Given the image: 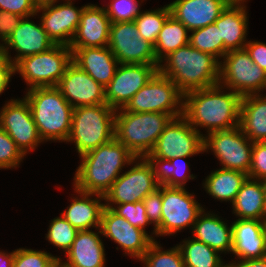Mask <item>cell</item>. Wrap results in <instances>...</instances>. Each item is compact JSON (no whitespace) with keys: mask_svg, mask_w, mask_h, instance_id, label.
I'll return each instance as SVG.
<instances>
[{"mask_svg":"<svg viewBox=\"0 0 266 267\" xmlns=\"http://www.w3.org/2000/svg\"><path fill=\"white\" fill-rule=\"evenodd\" d=\"M223 89L217 84L183 94L182 116L196 131L201 127L209 134L239 126L242 96Z\"/></svg>","mask_w":266,"mask_h":267,"instance_id":"obj_1","label":"cell"},{"mask_svg":"<svg viewBox=\"0 0 266 267\" xmlns=\"http://www.w3.org/2000/svg\"><path fill=\"white\" fill-rule=\"evenodd\" d=\"M76 169L73 187L85 193L104 195L120 176L122 168L136 158L122 143L113 138L82 155Z\"/></svg>","mask_w":266,"mask_h":267,"instance_id":"obj_2","label":"cell"},{"mask_svg":"<svg viewBox=\"0 0 266 267\" xmlns=\"http://www.w3.org/2000/svg\"><path fill=\"white\" fill-rule=\"evenodd\" d=\"M163 61L166 63H160L158 71L170 78L183 94L219 84L220 61L190 44L170 53Z\"/></svg>","mask_w":266,"mask_h":267,"instance_id":"obj_3","label":"cell"},{"mask_svg":"<svg viewBox=\"0 0 266 267\" xmlns=\"http://www.w3.org/2000/svg\"><path fill=\"white\" fill-rule=\"evenodd\" d=\"M41 139L63 141L71 131L73 107L57 87L28 89L25 97Z\"/></svg>","mask_w":266,"mask_h":267,"instance_id":"obj_4","label":"cell"},{"mask_svg":"<svg viewBox=\"0 0 266 267\" xmlns=\"http://www.w3.org/2000/svg\"><path fill=\"white\" fill-rule=\"evenodd\" d=\"M172 119L170 114L165 113H136L123 108L116 109L115 139L136 158L147 157Z\"/></svg>","mask_w":266,"mask_h":267,"instance_id":"obj_5","label":"cell"},{"mask_svg":"<svg viewBox=\"0 0 266 267\" xmlns=\"http://www.w3.org/2000/svg\"><path fill=\"white\" fill-rule=\"evenodd\" d=\"M116 110L108 104L73 109L67 142H74L79 156L115 138Z\"/></svg>","mask_w":266,"mask_h":267,"instance_id":"obj_6","label":"cell"},{"mask_svg":"<svg viewBox=\"0 0 266 267\" xmlns=\"http://www.w3.org/2000/svg\"><path fill=\"white\" fill-rule=\"evenodd\" d=\"M134 163L135 165L127 172L122 173L104 194V200L107 202L105 207H112V204L142 201L148 194L159 188L161 184L160 168L147 157L135 158Z\"/></svg>","mask_w":266,"mask_h":267,"instance_id":"obj_7","label":"cell"},{"mask_svg":"<svg viewBox=\"0 0 266 267\" xmlns=\"http://www.w3.org/2000/svg\"><path fill=\"white\" fill-rule=\"evenodd\" d=\"M72 63L69 46L54 45L48 51L20 59L14 65L29 89L35 87H57L67 67Z\"/></svg>","mask_w":266,"mask_h":267,"instance_id":"obj_8","label":"cell"},{"mask_svg":"<svg viewBox=\"0 0 266 267\" xmlns=\"http://www.w3.org/2000/svg\"><path fill=\"white\" fill-rule=\"evenodd\" d=\"M123 109L136 113H165L176 118L183 114V93L170 78L157 71Z\"/></svg>","mask_w":266,"mask_h":267,"instance_id":"obj_9","label":"cell"},{"mask_svg":"<svg viewBox=\"0 0 266 267\" xmlns=\"http://www.w3.org/2000/svg\"><path fill=\"white\" fill-rule=\"evenodd\" d=\"M204 152V135L179 116L173 118L158 137L147 158L157 167L175 156L191 157Z\"/></svg>","mask_w":266,"mask_h":267,"instance_id":"obj_10","label":"cell"},{"mask_svg":"<svg viewBox=\"0 0 266 267\" xmlns=\"http://www.w3.org/2000/svg\"><path fill=\"white\" fill-rule=\"evenodd\" d=\"M223 59L219 66V84L224 89L241 96L263 92L266 72L253 62L245 48L228 51Z\"/></svg>","mask_w":266,"mask_h":267,"instance_id":"obj_11","label":"cell"},{"mask_svg":"<svg viewBox=\"0 0 266 267\" xmlns=\"http://www.w3.org/2000/svg\"><path fill=\"white\" fill-rule=\"evenodd\" d=\"M250 142V143H249ZM253 142L240 126L204 135V152L211 149L222 168L249 174Z\"/></svg>","mask_w":266,"mask_h":267,"instance_id":"obj_12","label":"cell"},{"mask_svg":"<svg viewBox=\"0 0 266 267\" xmlns=\"http://www.w3.org/2000/svg\"><path fill=\"white\" fill-rule=\"evenodd\" d=\"M203 207L185 187H169L162 184L161 225L156 229L157 236L172 235L183 228L192 227Z\"/></svg>","mask_w":266,"mask_h":267,"instance_id":"obj_13","label":"cell"},{"mask_svg":"<svg viewBox=\"0 0 266 267\" xmlns=\"http://www.w3.org/2000/svg\"><path fill=\"white\" fill-rule=\"evenodd\" d=\"M108 47L119 64H160L154 46L141 38L134 21L111 23Z\"/></svg>","mask_w":266,"mask_h":267,"instance_id":"obj_14","label":"cell"},{"mask_svg":"<svg viewBox=\"0 0 266 267\" xmlns=\"http://www.w3.org/2000/svg\"><path fill=\"white\" fill-rule=\"evenodd\" d=\"M0 128L5 130L26 156L43 142L32 117L29 103L23 99H11L0 110Z\"/></svg>","mask_w":266,"mask_h":267,"instance_id":"obj_15","label":"cell"},{"mask_svg":"<svg viewBox=\"0 0 266 267\" xmlns=\"http://www.w3.org/2000/svg\"><path fill=\"white\" fill-rule=\"evenodd\" d=\"M120 65V66H119ZM114 77L105 87L106 104L116 109L128 101L153 77L159 65L119 64Z\"/></svg>","mask_w":266,"mask_h":267,"instance_id":"obj_16","label":"cell"},{"mask_svg":"<svg viewBox=\"0 0 266 267\" xmlns=\"http://www.w3.org/2000/svg\"><path fill=\"white\" fill-rule=\"evenodd\" d=\"M100 229L102 235L121 246L126 255L138 260L142 259L155 240L153 236L133 226L109 207L103 208Z\"/></svg>","mask_w":266,"mask_h":267,"instance_id":"obj_17","label":"cell"},{"mask_svg":"<svg viewBox=\"0 0 266 267\" xmlns=\"http://www.w3.org/2000/svg\"><path fill=\"white\" fill-rule=\"evenodd\" d=\"M85 6L79 9L72 0H66L63 4L53 3L37 8V13L42 11V26L55 45L70 46Z\"/></svg>","mask_w":266,"mask_h":267,"instance_id":"obj_18","label":"cell"},{"mask_svg":"<svg viewBox=\"0 0 266 267\" xmlns=\"http://www.w3.org/2000/svg\"><path fill=\"white\" fill-rule=\"evenodd\" d=\"M57 88L73 108L106 104L105 87L73 62L67 67Z\"/></svg>","mask_w":266,"mask_h":267,"instance_id":"obj_19","label":"cell"},{"mask_svg":"<svg viewBox=\"0 0 266 267\" xmlns=\"http://www.w3.org/2000/svg\"><path fill=\"white\" fill-rule=\"evenodd\" d=\"M28 18H22L5 45L1 46V53L8 57L14 65L20 59L46 52L55 45L44 30L42 23L37 25ZM10 48L17 52L13 59L9 55Z\"/></svg>","mask_w":266,"mask_h":267,"instance_id":"obj_20","label":"cell"},{"mask_svg":"<svg viewBox=\"0 0 266 267\" xmlns=\"http://www.w3.org/2000/svg\"><path fill=\"white\" fill-rule=\"evenodd\" d=\"M231 253L239 260L266 257V226L262 220L236 219L232 223Z\"/></svg>","mask_w":266,"mask_h":267,"instance_id":"obj_21","label":"cell"},{"mask_svg":"<svg viewBox=\"0 0 266 267\" xmlns=\"http://www.w3.org/2000/svg\"><path fill=\"white\" fill-rule=\"evenodd\" d=\"M227 5L225 0H175L168 4L170 15L189 31L213 24Z\"/></svg>","mask_w":266,"mask_h":267,"instance_id":"obj_22","label":"cell"},{"mask_svg":"<svg viewBox=\"0 0 266 267\" xmlns=\"http://www.w3.org/2000/svg\"><path fill=\"white\" fill-rule=\"evenodd\" d=\"M111 21L105 7L87 4L69 47H107Z\"/></svg>","mask_w":266,"mask_h":267,"instance_id":"obj_23","label":"cell"},{"mask_svg":"<svg viewBox=\"0 0 266 267\" xmlns=\"http://www.w3.org/2000/svg\"><path fill=\"white\" fill-rule=\"evenodd\" d=\"M72 62L106 87L119 65L111 49L107 47H70Z\"/></svg>","mask_w":266,"mask_h":267,"instance_id":"obj_24","label":"cell"},{"mask_svg":"<svg viewBox=\"0 0 266 267\" xmlns=\"http://www.w3.org/2000/svg\"><path fill=\"white\" fill-rule=\"evenodd\" d=\"M98 233L102 235L100 228L97 233L92 230L78 231L72 246L65 253L66 262L61 257L59 260L68 267H105L104 244Z\"/></svg>","mask_w":266,"mask_h":267,"instance_id":"obj_25","label":"cell"},{"mask_svg":"<svg viewBox=\"0 0 266 267\" xmlns=\"http://www.w3.org/2000/svg\"><path fill=\"white\" fill-rule=\"evenodd\" d=\"M247 13L244 4H228L214 22L224 42V55L228 51L245 48L248 29Z\"/></svg>","mask_w":266,"mask_h":267,"instance_id":"obj_26","label":"cell"},{"mask_svg":"<svg viewBox=\"0 0 266 267\" xmlns=\"http://www.w3.org/2000/svg\"><path fill=\"white\" fill-rule=\"evenodd\" d=\"M74 191L80 194V197H73L71 204L61 215L78 231L90 230L91 227L97 230L101 226V215L105 207V203H101L104 195L85 193L76 189ZM93 196L96 198H92Z\"/></svg>","mask_w":266,"mask_h":267,"instance_id":"obj_27","label":"cell"},{"mask_svg":"<svg viewBox=\"0 0 266 267\" xmlns=\"http://www.w3.org/2000/svg\"><path fill=\"white\" fill-rule=\"evenodd\" d=\"M192 231V238L205 243L215 251L231 253L232 225L228 227L227 223L214 213H205L204 209L192 226Z\"/></svg>","mask_w":266,"mask_h":267,"instance_id":"obj_28","label":"cell"},{"mask_svg":"<svg viewBox=\"0 0 266 267\" xmlns=\"http://www.w3.org/2000/svg\"><path fill=\"white\" fill-rule=\"evenodd\" d=\"M239 126L250 141L266 140V98L263 95L242 96Z\"/></svg>","mask_w":266,"mask_h":267,"instance_id":"obj_29","label":"cell"},{"mask_svg":"<svg viewBox=\"0 0 266 267\" xmlns=\"http://www.w3.org/2000/svg\"><path fill=\"white\" fill-rule=\"evenodd\" d=\"M266 196V181L247 178L237 193L233 213L238 219L262 220Z\"/></svg>","mask_w":266,"mask_h":267,"instance_id":"obj_30","label":"cell"},{"mask_svg":"<svg viewBox=\"0 0 266 267\" xmlns=\"http://www.w3.org/2000/svg\"><path fill=\"white\" fill-rule=\"evenodd\" d=\"M247 178L248 175L244 172L220 168L206 177L203 186L214 199L233 203Z\"/></svg>","mask_w":266,"mask_h":267,"instance_id":"obj_31","label":"cell"},{"mask_svg":"<svg viewBox=\"0 0 266 267\" xmlns=\"http://www.w3.org/2000/svg\"><path fill=\"white\" fill-rule=\"evenodd\" d=\"M189 30L172 15H169L158 33L154 45L155 56L159 63L178 48L189 44Z\"/></svg>","mask_w":266,"mask_h":267,"instance_id":"obj_32","label":"cell"},{"mask_svg":"<svg viewBox=\"0 0 266 267\" xmlns=\"http://www.w3.org/2000/svg\"><path fill=\"white\" fill-rule=\"evenodd\" d=\"M185 267H227L219 252L196 239H186L177 245Z\"/></svg>","mask_w":266,"mask_h":267,"instance_id":"obj_33","label":"cell"},{"mask_svg":"<svg viewBox=\"0 0 266 267\" xmlns=\"http://www.w3.org/2000/svg\"><path fill=\"white\" fill-rule=\"evenodd\" d=\"M189 32H192L189 44L193 48L212 54L218 60L224 57V42L215 23Z\"/></svg>","mask_w":266,"mask_h":267,"instance_id":"obj_34","label":"cell"},{"mask_svg":"<svg viewBox=\"0 0 266 267\" xmlns=\"http://www.w3.org/2000/svg\"><path fill=\"white\" fill-rule=\"evenodd\" d=\"M169 15L170 9L168 4L156 10L140 11L139 15L134 19V23L141 38L154 46L158 33Z\"/></svg>","mask_w":266,"mask_h":267,"instance_id":"obj_35","label":"cell"},{"mask_svg":"<svg viewBox=\"0 0 266 267\" xmlns=\"http://www.w3.org/2000/svg\"><path fill=\"white\" fill-rule=\"evenodd\" d=\"M140 261L144 263L145 267H185L177 245L163 251V248L155 240L150 244Z\"/></svg>","mask_w":266,"mask_h":267,"instance_id":"obj_36","label":"cell"},{"mask_svg":"<svg viewBox=\"0 0 266 267\" xmlns=\"http://www.w3.org/2000/svg\"><path fill=\"white\" fill-rule=\"evenodd\" d=\"M77 233L78 230L60 214V217L51 220L46 238L66 253L72 246Z\"/></svg>","mask_w":266,"mask_h":267,"instance_id":"obj_37","label":"cell"},{"mask_svg":"<svg viewBox=\"0 0 266 267\" xmlns=\"http://www.w3.org/2000/svg\"><path fill=\"white\" fill-rule=\"evenodd\" d=\"M184 158L187 156H175L168 161H166L160 167V174H161V183L163 185L169 187H183L188 179H194L195 176L190 174L186 176L184 174V170L186 167L188 168V163L183 161ZM183 161V162H182ZM185 167V168H184Z\"/></svg>","mask_w":266,"mask_h":267,"instance_id":"obj_38","label":"cell"},{"mask_svg":"<svg viewBox=\"0 0 266 267\" xmlns=\"http://www.w3.org/2000/svg\"><path fill=\"white\" fill-rule=\"evenodd\" d=\"M59 259L45 251L19 248L15 250L12 267H53Z\"/></svg>","mask_w":266,"mask_h":267,"instance_id":"obj_39","label":"cell"},{"mask_svg":"<svg viewBox=\"0 0 266 267\" xmlns=\"http://www.w3.org/2000/svg\"><path fill=\"white\" fill-rule=\"evenodd\" d=\"M138 0H110L105 10L111 23L134 21L141 11Z\"/></svg>","mask_w":266,"mask_h":267,"instance_id":"obj_40","label":"cell"},{"mask_svg":"<svg viewBox=\"0 0 266 267\" xmlns=\"http://www.w3.org/2000/svg\"><path fill=\"white\" fill-rule=\"evenodd\" d=\"M24 156L6 131L0 128V169L17 168Z\"/></svg>","mask_w":266,"mask_h":267,"instance_id":"obj_41","label":"cell"},{"mask_svg":"<svg viewBox=\"0 0 266 267\" xmlns=\"http://www.w3.org/2000/svg\"><path fill=\"white\" fill-rule=\"evenodd\" d=\"M116 214L125 218L129 221L133 226L143 230H145V226L151 224L147 218L146 210L143 204V201H137L135 203H123L118 204L116 206L109 207Z\"/></svg>","mask_w":266,"mask_h":267,"instance_id":"obj_42","label":"cell"},{"mask_svg":"<svg viewBox=\"0 0 266 267\" xmlns=\"http://www.w3.org/2000/svg\"><path fill=\"white\" fill-rule=\"evenodd\" d=\"M142 201L146 210L147 218L149 222L154 225L152 234L157 236L156 229L161 225L162 183L155 192L148 194Z\"/></svg>","mask_w":266,"mask_h":267,"instance_id":"obj_43","label":"cell"},{"mask_svg":"<svg viewBox=\"0 0 266 267\" xmlns=\"http://www.w3.org/2000/svg\"><path fill=\"white\" fill-rule=\"evenodd\" d=\"M249 178L266 181V144L253 142Z\"/></svg>","mask_w":266,"mask_h":267,"instance_id":"obj_44","label":"cell"},{"mask_svg":"<svg viewBox=\"0 0 266 267\" xmlns=\"http://www.w3.org/2000/svg\"><path fill=\"white\" fill-rule=\"evenodd\" d=\"M0 10L8 11L22 17H34L37 14V8L32 0H0Z\"/></svg>","mask_w":266,"mask_h":267,"instance_id":"obj_45","label":"cell"},{"mask_svg":"<svg viewBox=\"0 0 266 267\" xmlns=\"http://www.w3.org/2000/svg\"><path fill=\"white\" fill-rule=\"evenodd\" d=\"M22 16L0 10V40L4 42L11 37L13 30L20 24Z\"/></svg>","mask_w":266,"mask_h":267,"instance_id":"obj_46","label":"cell"},{"mask_svg":"<svg viewBox=\"0 0 266 267\" xmlns=\"http://www.w3.org/2000/svg\"><path fill=\"white\" fill-rule=\"evenodd\" d=\"M253 62L266 72V44L258 41H247L245 45Z\"/></svg>","mask_w":266,"mask_h":267,"instance_id":"obj_47","label":"cell"},{"mask_svg":"<svg viewBox=\"0 0 266 267\" xmlns=\"http://www.w3.org/2000/svg\"><path fill=\"white\" fill-rule=\"evenodd\" d=\"M12 74H15L14 63L4 54H0V94L6 90Z\"/></svg>","mask_w":266,"mask_h":267,"instance_id":"obj_48","label":"cell"},{"mask_svg":"<svg viewBox=\"0 0 266 267\" xmlns=\"http://www.w3.org/2000/svg\"><path fill=\"white\" fill-rule=\"evenodd\" d=\"M227 267H266V257L249 260H236L228 263Z\"/></svg>","mask_w":266,"mask_h":267,"instance_id":"obj_49","label":"cell"},{"mask_svg":"<svg viewBox=\"0 0 266 267\" xmlns=\"http://www.w3.org/2000/svg\"><path fill=\"white\" fill-rule=\"evenodd\" d=\"M14 256H15V251L11 253L0 251V267H12Z\"/></svg>","mask_w":266,"mask_h":267,"instance_id":"obj_50","label":"cell"},{"mask_svg":"<svg viewBox=\"0 0 266 267\" xmlns=\"http://www.w3.org/2000/svg\"><path fill=\"white\" fill-rule=\"evenodd\" d=\"M32 2L36 6V8H39L45 5L57 3L58 1L57 0H32Z\"/></svg>","mask_w":266,"mask_h":267,"instance_id":"obj_51","label":"cell"},{"mask_svg":"<svg viewBox=\"0 0 266 267\" xmlns=\"http://www.w3.org/2000/svg\"><path fill=\"white\" fill-rule=\"evenodd\" d=\"M228 4H244L246 0H225Z\"/></svg>","mask_w":266,"mask_h":267,"instance_id":"obj_52","label":"cell"},{"mask_svg":"<svg viewBox=\"0 0 266 267\" xmlns=\"http://www.w3.org/2000/svg\"><path fill=\"white\" fill-rule=\"evenodd\" d=\"M262 222L266 226V196H265L264 210H263V214H262Z\"/></svg>","mask_w":266,"mask_h":267,"instance_id":"obj_53","label":"cell"},{"mask_svg":"<svg viewBox=\"0 0 266 267\" xmlns=\"http://www.w3.org/2000/svg\"><path fill=\"white\" fill-rule=\"evenodd\" d=\"M53 267H68V266H66L60 260H58Z\"/></svg>","mask_w":266,"mask_h":267,"instance_id":"obj_54","label":"cell"},{"mask_svg":"<svg viewBox=\"0 0 266 267\" xmlns=\"http://www.w3.org/2000/svg\"><path fill=\"white\" fill-rule=\"evenodd\" d=\"M264 89L266 90V83H265V86H264L263 90H264ZM264 97L266 98V96H265V95H264Z\"/></svg>","mask_w":266,"mask_h":267,"instance_id":"obj_55","label":"cell"}]
</instances>
